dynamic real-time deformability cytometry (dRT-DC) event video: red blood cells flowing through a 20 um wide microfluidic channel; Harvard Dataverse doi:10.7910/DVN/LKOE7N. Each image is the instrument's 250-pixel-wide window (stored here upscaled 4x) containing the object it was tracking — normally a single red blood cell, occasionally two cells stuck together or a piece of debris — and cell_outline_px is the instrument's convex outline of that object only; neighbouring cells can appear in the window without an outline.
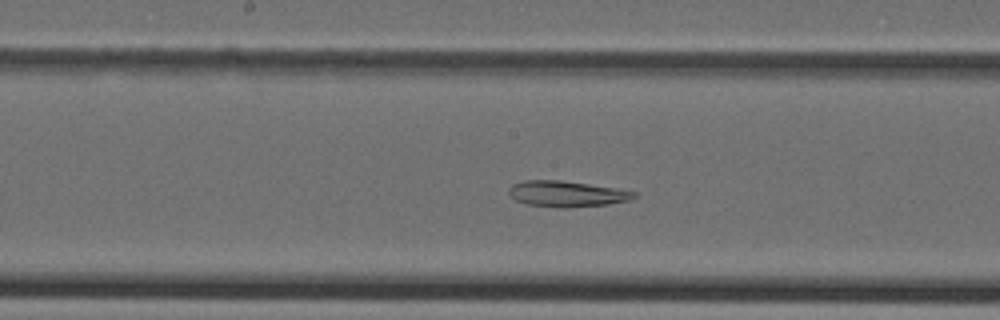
{"species": "Egyptian fruit bat (a non-hibernating species)", "species_latin": "Rousettus aegyptiacus", "temperature_condition": "cold", "stored_images_in_passage": 35, "camera_frame_rate_fps": 3000, "um_per_image_px": 0.085, "animal": {"sex": "female"}, "frame": {"image": 1, "passage_image": 13, "time_ms": 4.0, "image_size_px": [1000, 320], "cell_outline_px": [[636, 196], [628, 200], [608, 204], [568, 208], [556, 208], [528, 204], [516, 200], [508, 192], [508, 188], [512, 184], [524, 180], [560, 180], [616, 188], [636, 192]], "centroid_in_image_um": [48.14, 16.48], "position_along_channel_um": 200.1, "area_um2": 18.84}}
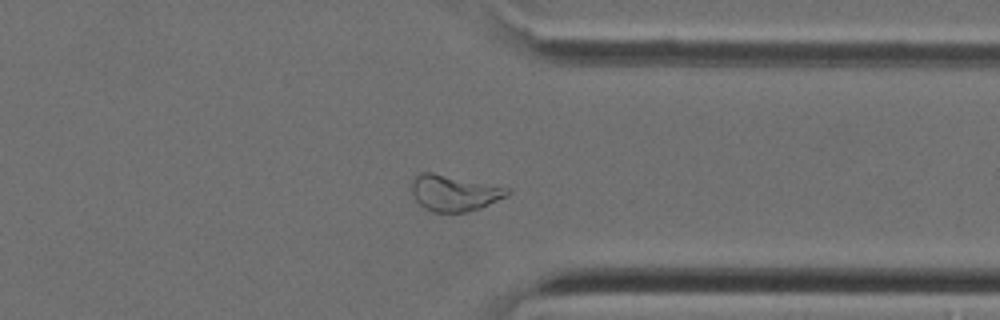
{"frame": {"image": 2, "passage_image": 25, "time_ms": 8.0, "image_size_px": [1000, 320], "cell_outline_px": [[512, 192], [508, 196], [480, 208], [464, 212], [432, 212], [424, 208], [416, 200], [412, 192], [412, 180], [420, 172], [432, 172], [508, 188]], "centroid_in_image_um": [38.6, 16.41], "position_along_channel_um": 372.8, "area_um2": 19.94}}
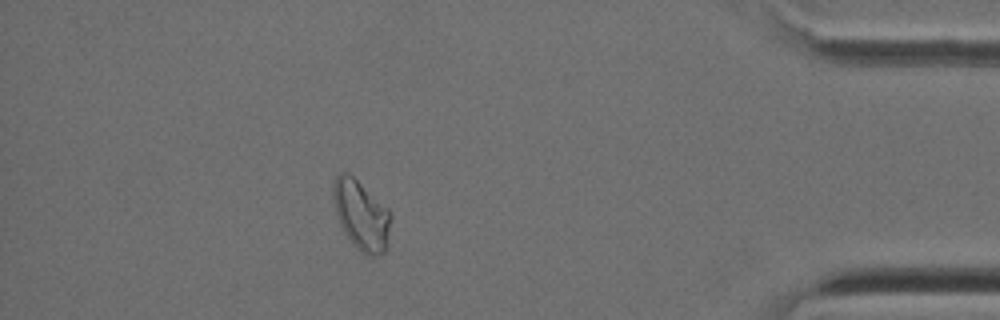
{"frame": {"image": 3, "passage_image": 30, "time_ms": 9.667, "image_size_px": [1000, 320], "cell_outline_px": [[392, 216], [384, 252], [380, 256], [368, 256], [360, 252], [352, 244], [344, 232], [340, 224], [336, 212], [332, 192], [332, 184], [336, 176], [340, 172], [348, 172], [388, 208], [392, 212]], "centroid_in_image_um": [30.7, 18.29], "position_along_channel_um": 404.5, "area_um2": 23.41}}